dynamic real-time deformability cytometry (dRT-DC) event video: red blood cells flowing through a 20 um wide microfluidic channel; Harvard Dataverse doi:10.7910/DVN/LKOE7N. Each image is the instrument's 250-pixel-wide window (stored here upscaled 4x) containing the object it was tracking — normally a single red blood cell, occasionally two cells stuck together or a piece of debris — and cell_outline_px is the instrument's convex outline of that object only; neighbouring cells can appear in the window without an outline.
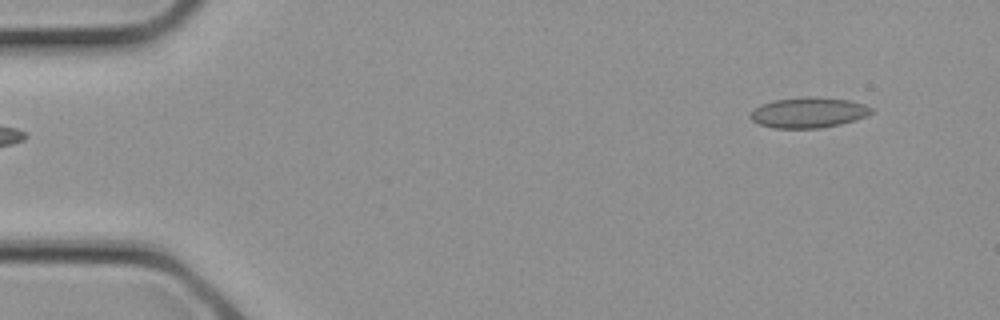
{"species": "common noctule bat (a hibernating species)", "species_latin": "Nyctalus noctula", "temperature_condition": "cold", "stored_images_in_passage": 3, "segment_of_instrument_passage": [2, 2], "camera_frame_rate_fps": 3000, "um_per_image_px": 0.085, "animal": {"sex": "female", "body_mass_g": 21.9}, "frame": {"image": 1, "passage_image": 3, "time_ms": 0.667, "image_size_px": [1000, 320], "cell_outline_px": [[872, 112], [868, 116], [856, 120], [840, 124], [820, 128], [772, 128], [760, 124], [752, 120], [748, 116], [760, 104], [772, 100], [800, 96], [816, 96], [848, 100], [864, 104], [872, 108]], "centroid_in_image_um": [68.72, 9.55], "position_along_channel_um": 16.3, "area_um2": 21.73}}